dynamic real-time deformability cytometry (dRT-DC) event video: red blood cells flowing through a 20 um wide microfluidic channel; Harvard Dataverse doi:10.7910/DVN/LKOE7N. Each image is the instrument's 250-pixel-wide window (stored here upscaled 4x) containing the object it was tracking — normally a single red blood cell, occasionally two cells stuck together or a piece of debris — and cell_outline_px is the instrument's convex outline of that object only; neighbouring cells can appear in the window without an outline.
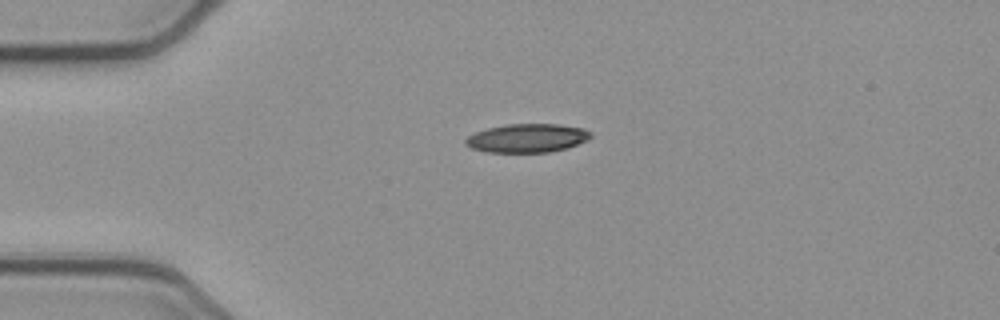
{"species": "common noctule bat (a hibernating species)", "species_latin": "Nyctalus noctula", "temperature_condition": "cold", "stored_images_in_passage": 41, "camera_frame_rate_fps": 3000, "um_per_image_px": 0.085, "animal": {"sex": "female", "body_mass_g": 21.9}, "frame": {"image": 1, "passage_image": 1, "time_ms": 0.0, "image_size_px": [1000, 320], "cell_outline_px": [[592, 136], [588, 140], [568, 148], [548, 152], [484, 152], [472, 148], [464, 144], [464, 140], [468, 136], [476, 132], [488, 128], [504, 124], [556, 124], [584, 128], [592, 132]], "centroid_in_image_um": [44.82, 11.74], "position_along_channel_um": 40.2, "area_um2": 21.04}}
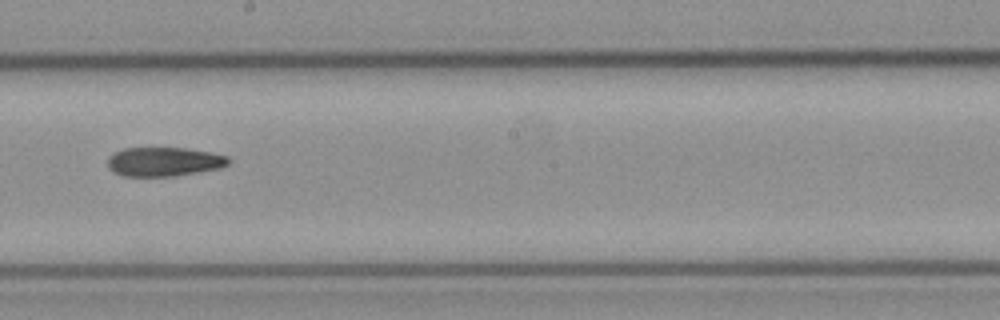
{"frame": {"image": 2, "passage_image": 18, "time_ms": 5.667, "image_size_px": [1000, 320], "cell_outline_px": [[228, 164], [220, 168], [172, 176], [124, 176], [108, 168], [108, 156], [124, 148], [184, 148], [208, 152], [228, 156]], "centroid_in_image_um": [13.91, 13.74], "position_along_channel_um": 234.3, "area_um2": 20.17}}
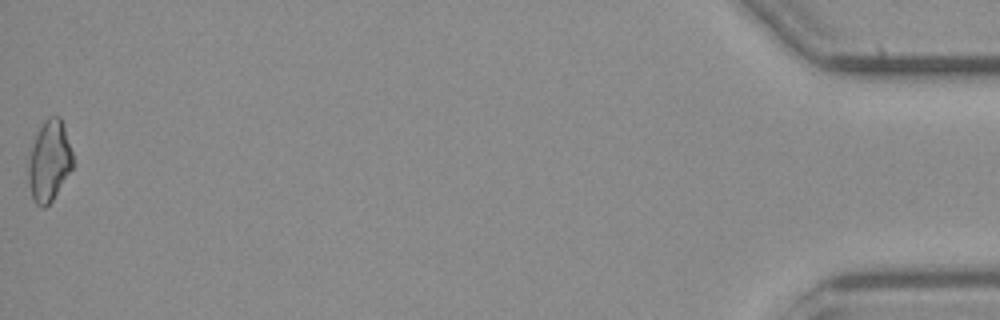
{"frame": {"image": 3, "passage_image": 41, "time_ms": 13.333, "image_size_px": [1000, 320], "cell_outline_px": [[72, 168], [52, 200], [44, 208], [36, 204], [32, 200], [28, 180], [28, 160], [36, 136], [44, 120], [48, 116], [60, 116], [72, 152]], "centroid_in_image_um": [4.17, 13.7], "position_along_channel_um": 431.0, "area_um2": 20.58}}